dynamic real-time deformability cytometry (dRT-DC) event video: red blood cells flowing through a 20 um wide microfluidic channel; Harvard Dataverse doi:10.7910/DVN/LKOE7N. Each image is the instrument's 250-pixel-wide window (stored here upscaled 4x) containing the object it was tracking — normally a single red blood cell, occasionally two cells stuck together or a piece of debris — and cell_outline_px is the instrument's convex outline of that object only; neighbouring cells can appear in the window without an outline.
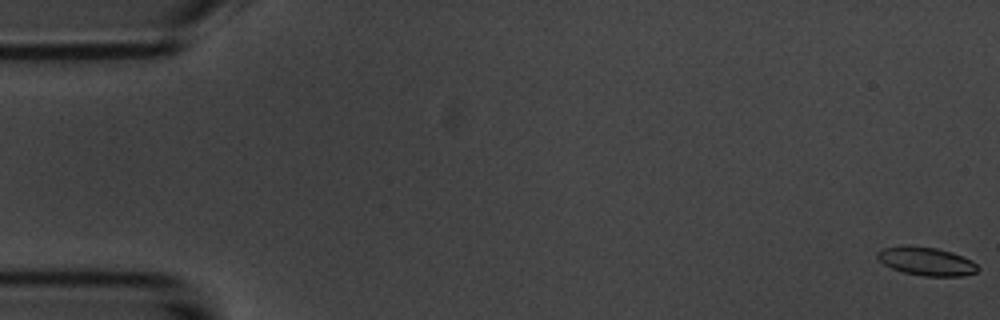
{"species": "common noctule bat (a hibernating species)", "species_latin": "Nyctalus noctula", "temperature_condition": "room temperature", "stored_images_in_passage": 5, "camera_frame_rate_fps": 3000, "um_per_image_px": 0.085, "animal": {"sex": "male", "body_mass_g": 20.1, "forearm_length_mm": 53.5}, "frame": {"image": 1, "passage_image": 1, "time_ms": 0.0, "image_size_px": [1000, 320], "cell_outline_px": [[980, 268], [976, 272], [960, 276], [924, 276], [904, 272], [892, 268], [884, 264], [876, 256], [876, 252], [880, 248], [940, 248], [952, 252], [972, 260]], "centroid_in_image_um": [78.79, 22.24], "position_along_channel_um": 6.2, "area_um2": 16.01}}
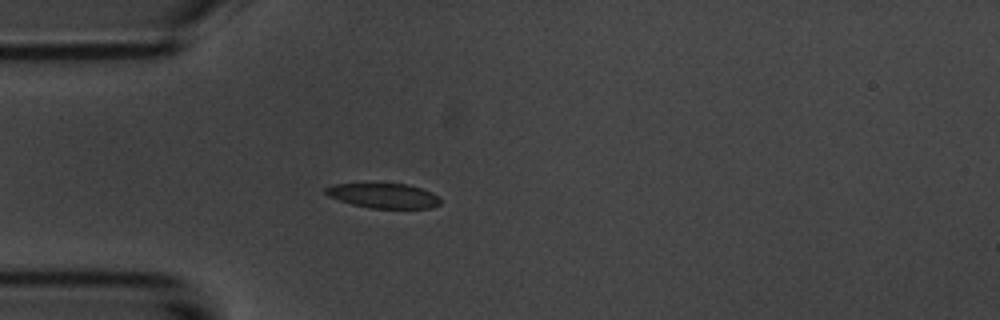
{"frame": {"image": 2, "passage_image": 5, "time_ms": 5.0, "image_size_px": [1000, 320], "cell_outline_px": [[440, 204], [432, 208], [368, 208], [352, 204], [328, 196], [324, 192], [324, 188], [332, 184], [408, 184], [432, 192], [440, 196]], "centroid_in_image_um": [32.62, 16.64], "position_along_channel_um": 52.4, "area_um2": 16.59}}